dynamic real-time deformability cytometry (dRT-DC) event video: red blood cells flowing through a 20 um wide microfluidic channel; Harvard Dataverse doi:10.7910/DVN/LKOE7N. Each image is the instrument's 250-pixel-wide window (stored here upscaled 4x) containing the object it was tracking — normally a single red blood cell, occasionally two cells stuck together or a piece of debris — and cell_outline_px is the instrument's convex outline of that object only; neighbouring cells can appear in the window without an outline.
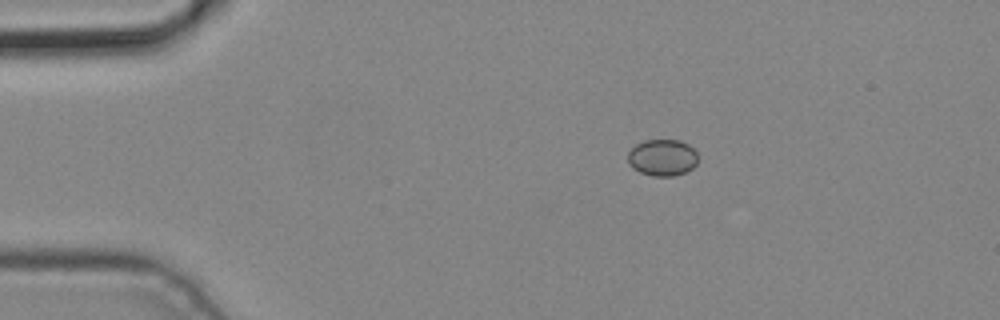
{"species": "common noctule bat (a hibernating species)", "species_latin": "Nyctalus noctula", "temperature_condition": "cold", "stored_images_in_passage": 3, "camera_frame_rate_fps": 3000, "um_per_image_px": 0.085, "animal": {"sex": "male", "body_mass_g": 19.2, "forearm_length_mm": 51.8}, "frame": {"image": 1, "passage_image": 1, "time_ms": 0.0, "image_size_px": [1000, 320], "cell_outline_px": [[696, 164], [692, 168], [684, 172], [672, 176], [652, 176], [640, 172], [632, 168], [628, 164], [628, 152], [636, 144], [644, 140], [680, 140], [688, 144], [696, 152]], "centroid_in_image_um": [56.27, 13.39], "position_along_channel_um": 28.7, "area_um2": 14.91}}
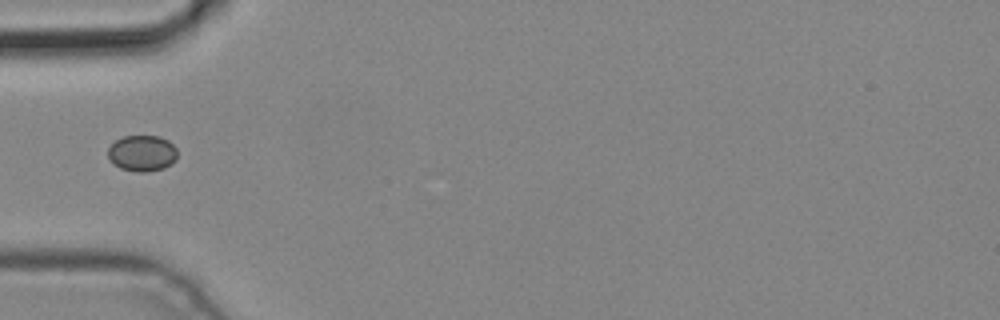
{"frame": {"image": 2, "passage_image": 3, "time_ms": 0.667, "image_size_px": [1000, 320], "cell_outline_px": [[176, 160], [172, 164], [164, 168], [144, 172], [140, 172], [120, 168], [108, 156], [108, 148], [116, 140], [124, 136], [160, 136], [168, 140], [176, 148]], "centroid_in_image_um": [12.11, 13.01], "position_along_channel_um": 72.9, "area_um2": 14.45}}